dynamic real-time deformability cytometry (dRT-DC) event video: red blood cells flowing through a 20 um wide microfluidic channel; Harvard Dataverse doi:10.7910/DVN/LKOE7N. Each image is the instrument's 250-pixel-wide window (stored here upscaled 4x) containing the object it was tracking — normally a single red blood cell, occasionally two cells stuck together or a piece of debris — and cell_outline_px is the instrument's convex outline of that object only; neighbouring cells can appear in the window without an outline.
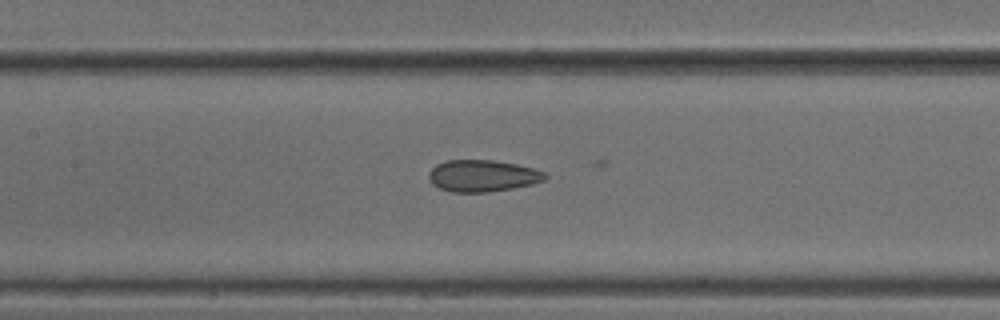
{"species": "common noctule bat (a hibernating species)", "species_latin": "Nyctalus noctula", "temperature_condition": "cold", "stored_images_in_passage": 27, "camera_frame_rate_fps": 3000, "um_per_image_px": 0.085, "animal": {"sex": "male", "body_mass_g": 18.8}, "frame": {"image": 1, "passage_image": 25, "time_ms": 8.0, "image_size_px": [1000, 320], "cell_outline_px": [[548, 176], [544, 180], [532, 184], [512, 188], [488, 192], [452, 192], [440, 188], [432, 184], [428, 176], [428, 172], [436, 164], [444, 160], [492, 160], [516, 164], [532, 168], [544, 172]], "centroid_in_image_um": [40.99, 14.94], "position_along_channel_um": 166.4, "area_um2": 21.5}}